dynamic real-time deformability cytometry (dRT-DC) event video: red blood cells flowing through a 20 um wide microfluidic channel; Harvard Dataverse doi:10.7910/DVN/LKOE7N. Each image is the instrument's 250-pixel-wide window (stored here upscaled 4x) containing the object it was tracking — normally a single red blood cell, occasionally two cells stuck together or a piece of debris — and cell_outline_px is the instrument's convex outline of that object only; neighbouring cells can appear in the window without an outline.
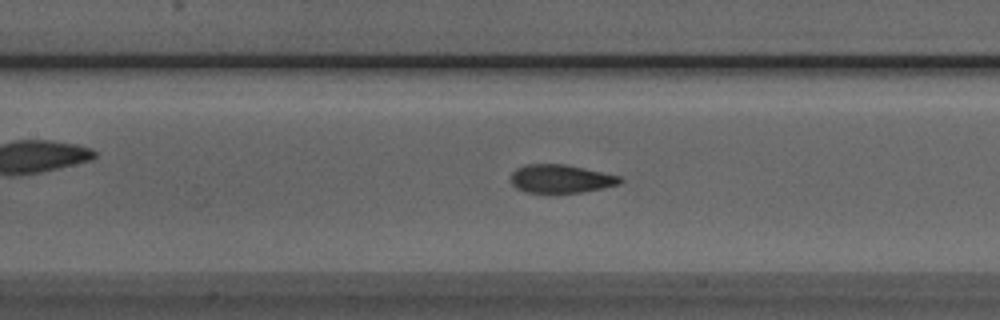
{"species": "Egyptian fruit bat (a non-hibernating species)", "species_latin": "Rousettus aegyptiacus", "temperature_condition": "room temperature", "stored_images_in_passage": 50, "camera_frame_rate_fps": 3000, "um_per_image_px": 0.085, "animal": {"sex": "male"}, "frame": {"image": 1, "passage_image": 21, "time_ms": 6.667, "image_size_px": [1000, 320], "cell_outline_px": [[624, 180], [620, 184], [584, 192], [524, 192], [516, 188], [508, 180], [508, 176], [516, 168], [524, 164], [564, 164], [584, 168], [620, 176]], "centroid_in_image_um": [47.62, 15.19], "position_along_channel_um": 159.8, "area_um2": 18.21}}
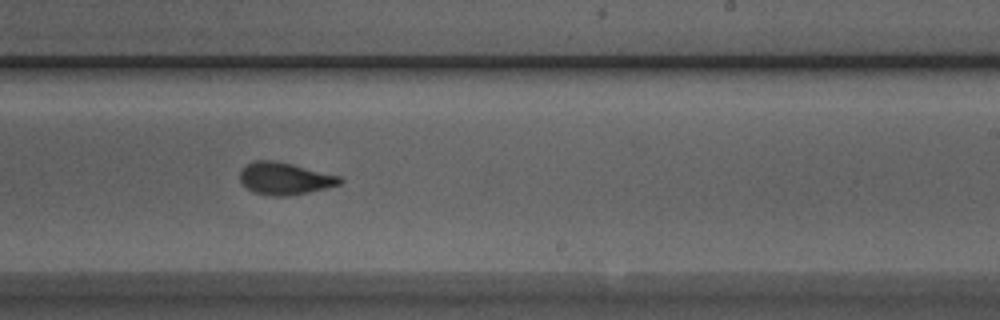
{"frame": {"image": 2, "passage_image": 29, "time_ms": 9.333, "image_size_px": [1000, 320], "cell_outline_px": [[344, 180], [340, 184], [308, 192], [288, 196], [272, 196], [252, 192], [240, 180], [240, 168], [256, 160], [272, 160], [292, 164], [340, 176]], "centroid_in_image_um": [24.19, 15.17], "position_along_channel_um": 264.8, "area_um2": 18.61}}
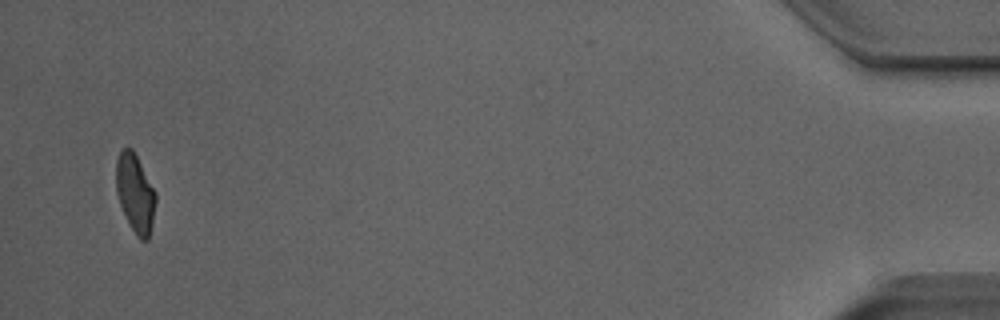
{"frame": {"image": 3, "passage_image": 48, "time_ms": 15.667, "image_size_px": [1000, 320], "cell_outline_px": [[156, 200], [148, 240], [140, 240], [136, 236], [120, 204], [116, 192], [116, 160], [120, 148], [132, 148], [156, 192]], "centroid_in_image_um": [11.48, 16.39], "position_along_channel_um": 423.7, "area_um2": 17.86}, "authors_computed_cell_mechanics": {"area_um2": 18.9006, "velocity_mm_per_s": 3.9531, "shape_relaxation_time_tau1_ms": 4.1691, "shape_relaxation_time_tau2_ms": 1.3814, "deformation_change_tau1": 0.152, "deformation_change_tau2": 0.0619}}